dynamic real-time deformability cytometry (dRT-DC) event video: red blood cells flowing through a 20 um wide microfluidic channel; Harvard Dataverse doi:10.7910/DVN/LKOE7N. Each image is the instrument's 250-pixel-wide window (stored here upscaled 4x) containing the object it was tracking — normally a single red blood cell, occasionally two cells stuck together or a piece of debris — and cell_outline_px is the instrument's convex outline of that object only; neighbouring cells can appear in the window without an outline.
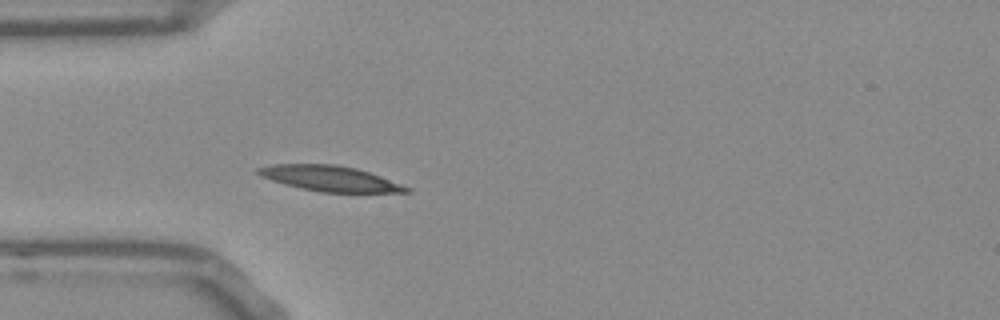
{"species": "Egyptian fruit bat (a non-hibernating species)", "species_latin": "Rousettus aegyptiacus", "temperature_condition": "room temperature", "stored_images_in_passage": 40, "camera_frame_rate_fps": 3000, "um_per_image_px": 0.085, "frame": {"image": 1, "passage_image": 1, "time_ms": 0.0, "image_size_px": [1000, 320], "cell_outline_px": [[412, 192], [320, 192], [300, 188], [284, 184], [260, 176], [256, 172], [256, 168], [272, 164], [336, 164], [356, 168], [380, 176], [412, 188]], "centroid_in_image_um": [28.03, 15.17], "position_along_channel_um": 57.0, "area_um2": 21.91}}
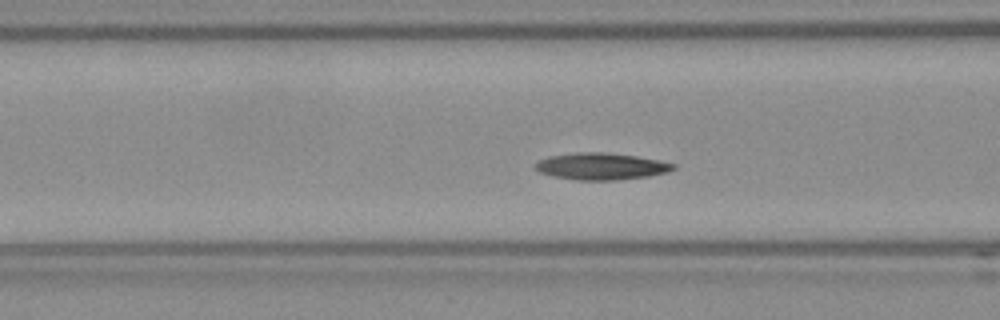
{"frame": {"image": 2, "passage_image": 6, "time_ms": 1.667, "image_size_px": [1000, 320], "cell_outline_px": [[676, 168], [668, 172], [648, 176], [616, 180], [576, 180], [552, 176], [540, 172], [536, 168], [536, 164], [540, 160], [548, 156], [580, 152], [600, 152], [636, 156], [676, 164]], "centroid_in_image_um": [51.11, 14.14], "position_along_channel_um": 115.5, "area_um2": 21.33}}
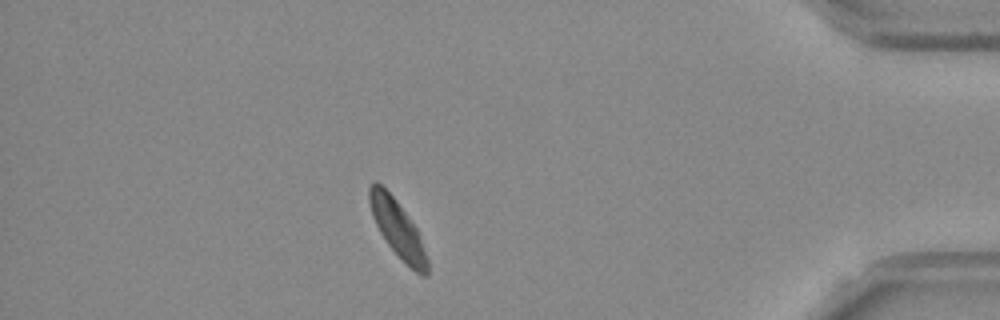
{"frame": {"image": 3, "passage_image": 33, "time_ms": 10.667, "image_size_px": [1000, 320], "cell_outline_px": [[428, 276], [424, 276], [416, 272], [388, 244], [380, 232], [372, 216], [368, 200], [368, 188], [376, 180], [396, 200], [416, 228], [420, 236], [428, 260]], "centroid_in_image_um": [33.78, 19.41], "position_along_channel_um": 401.4, "area_um2": 18.67}, "authors_computed_cell_mechanics": {"area_um2": 20.2589, "velocity_mm_per_s": 3.6927, "shape_relaxation_time_tau1_ms": null, "shape_relaxation_time_tau2_ms": 7.1106, "deformation_change_tau1": null, "deformation_change_tau2": 0.0845}}